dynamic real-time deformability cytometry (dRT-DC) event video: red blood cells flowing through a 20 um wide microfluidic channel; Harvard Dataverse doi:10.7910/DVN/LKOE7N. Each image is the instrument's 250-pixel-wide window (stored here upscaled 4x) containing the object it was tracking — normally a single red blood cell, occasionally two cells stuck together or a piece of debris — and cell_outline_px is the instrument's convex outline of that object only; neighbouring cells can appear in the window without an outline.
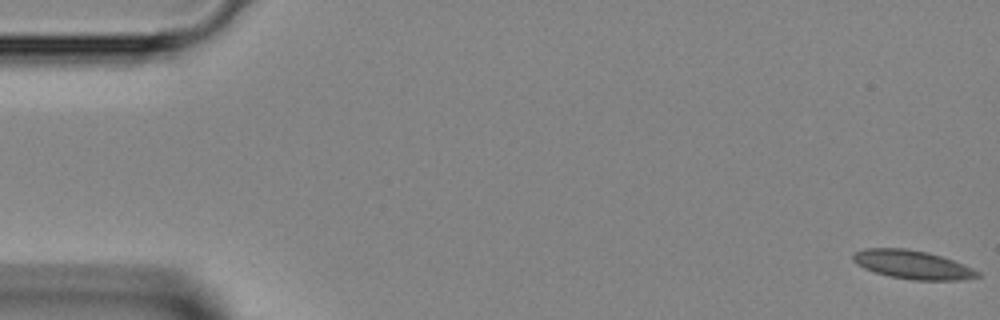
{"species": "Egyptian fruit bat (a non-hibernating species)", "species_latin": "Rousettus aegyptiacus", "temperature_condition": "room temperature", "stored_images_in_passage": 46, "camera_frame_rate_fps": 3000, "um_per_image_px": 0.085, "animal": {"sex": "female"}, "frame": {"image": 1, "passage_image": 1, "time_ms": 0.0, "image_size_px": [1000, 320], "cell_outline_px": [[980, 276], [960, 280], [912, 280], [892, 276], [876, 272], [864, 268], [856, 264], [852, 260], [852, 256], [856, 252], [864, 248], [908, 248], [928, 252], [952, 260], [972, 268], [980, 272]], "centroid_in_image_um": [77.55, 22.49], "position_along_channel_um": 7.5, "area_um2": 20.58}}
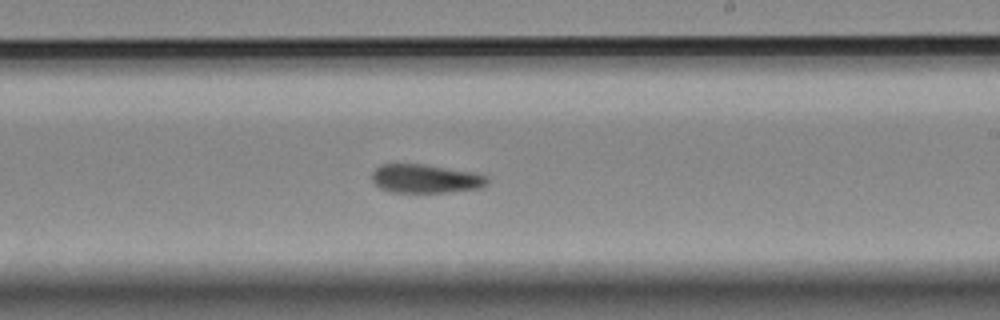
{"frame": {"image": 2, "passage_image": 27, "time_ms": 8.667, "image_size_px": [1000, 320], "cell_outline_px": [[488, 184], [480, 188], [444, 192], [392, 192], [380, 188], [372, 180], [372, 172], [380, 164], [424, 164], [480, 172], [488, 176]], "centroid_in_image_um": [36.23, 15.17], "position_along_channel_um": 252.8, "area_um2": 19.54}}
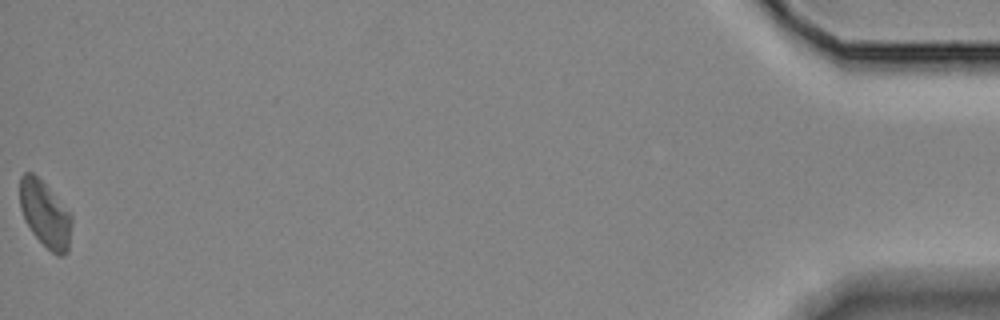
{"frame": {"image": 3, "passage_image": 46, "time_ms": 15.0, "image_size_px": [1000, 320], "cell_outline_px": [[72, 220], [68, 252], [64, 256], [56, 256], [32, 232], [24, 220], [20, 208], [20, 176], [24, 172], [32, 172], [48, 188], [72, 216]], "centroid_in_image_um": [3.82, 18.23], "position_along_channel_um": 431.4, "area_um2": 19.71}}